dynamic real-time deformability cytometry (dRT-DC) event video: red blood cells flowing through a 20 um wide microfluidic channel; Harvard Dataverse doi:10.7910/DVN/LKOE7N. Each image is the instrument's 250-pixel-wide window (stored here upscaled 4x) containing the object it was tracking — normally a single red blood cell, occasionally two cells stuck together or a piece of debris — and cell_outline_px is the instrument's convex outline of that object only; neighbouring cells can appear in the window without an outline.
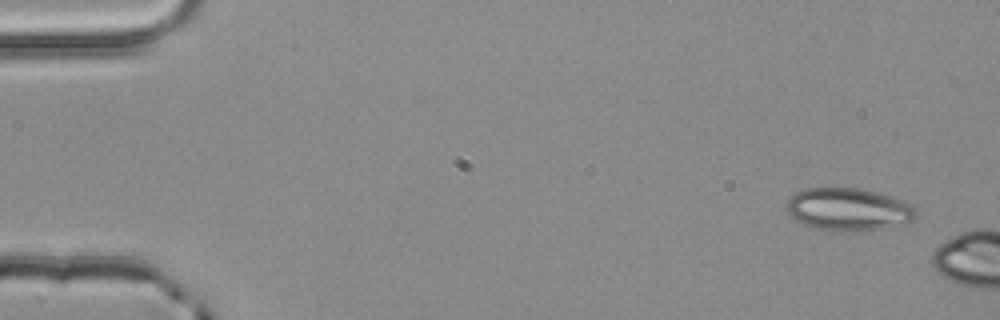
{"species": "common noctule bat (a hibernating species)", "species_latin": "Nyctalus noctula", "temperature_condition": "room temperature", "stored_images_in_passage": 2, "camera_frame_rate_fps": 3000, "um_per_image_px": 0.085, "animal": {"sex": "male", "body_mass_g": 20.4}, "frame": {"image": 1, "passage_image": 1, "time_ms": 0.0, "image_size_px": [1000, 320], "cell_outline_px": [[916, 220], [884, 228], [844, 232], [840, 232], [812, 228], [788, 216], [788, 200], [796, 192], [804, 188], [860, 188], [876, 192], [904, 200], [912, 204], [916, 208]], "centroid_in_image_um": [72.13, 17.8], "position_along_channel_um": 12.9, "area_um2": 32.37}}